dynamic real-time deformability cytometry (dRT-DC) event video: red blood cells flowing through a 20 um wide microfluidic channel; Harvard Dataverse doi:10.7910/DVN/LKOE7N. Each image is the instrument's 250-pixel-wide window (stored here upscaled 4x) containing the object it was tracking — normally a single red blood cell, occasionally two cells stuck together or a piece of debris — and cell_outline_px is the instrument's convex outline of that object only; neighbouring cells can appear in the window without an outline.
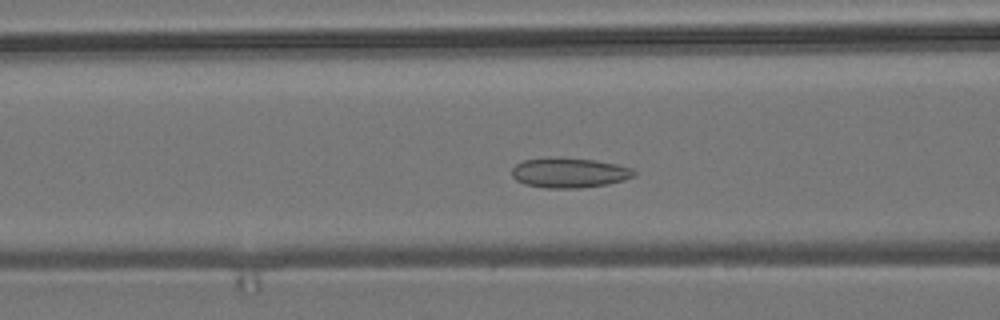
{"species": "common noctule bat (a hibernating species)", "species_latin": "Nyctalus noctula", "temperature_condition": "room temperature", "stored_images_in_passage": 46, "camera_frame_rate_fps": 3000, "um_per_image_px": 0.085, "animal": {"sex": "male", "body_mass_g": 19.2, "forearm_length_mm": 51.8}, "frame": {"image": 1, "passage_image": 17, "time_ms": 5.333, "image_size_px": [1000, 320], "cell_outline_px": [[636, 176], [624, 180], [608, 184], [580, 188], [544, 188], [524, 184], [516, 180], [512, 176], [512, 168], [516, 164], [524, 160], [556, 156], [560, 156], [596, 160], [616, 164], [632, 168], [636, 172]], "centroid_in_image_um": [48.39, 14.67], "position_along_channel_um": 118.2, "area_um2": 21.73}}
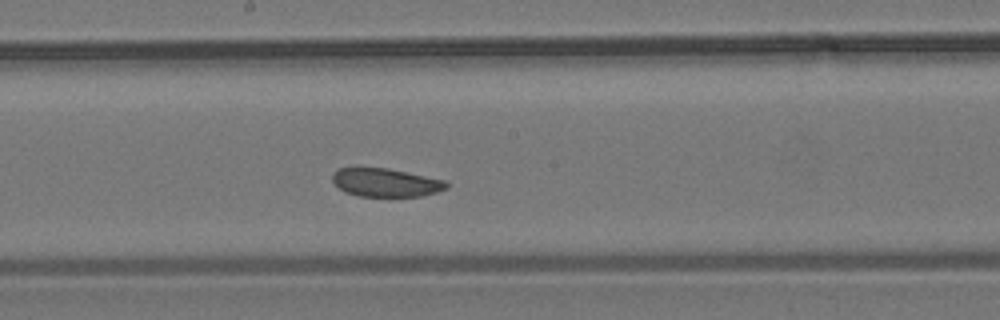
{"frame": {"image": 2, "passage_image": 25, "time_ms": 8.0, "image_size_px": [1000, 320], "cell_outline_px": [[448, 188], [436, 192], [420, 196], [360, 196], [344, 192], [332, 180], [332, 172], [340, 168], [356, 164], [388, 168], [444, 180], [448, 184]], "centroid_in_image_um": [32.7, 15.47], "position_along_channel_um": 215.5, "area_um2": 19.36}}
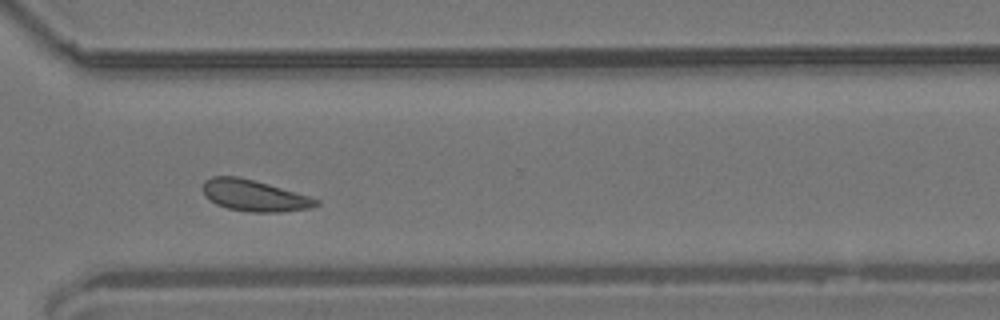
{"frame": {"image": 3, "passage_image": 36, "time_ms": 11.667, "image_size_px": [1000, 320], "cell_outline_px": [[320, 204], [312, 208], [284, 212], [252, 212], [228, 208], [216, 204], [208, 200], [204, 196], [204, 180], [212, 176], [236, 176], [268, 184], [308, 196], [320, 200]], "centroid_in_image_um": [21.61, 16.63], "position_along_channel_um": 349.0, "area_um2": 20.58}, "authors_computed_cell_mechanics": {"area_um2": 20.519, "velocity_mm_per_s": 3.6525, "shape_relaxation_time_tau1_ms": null, "shape_relaxation_time_tau2_ms": 3.0663, "deformation_change_tau1": null, "deformation_change_tau2": 0.0799}}